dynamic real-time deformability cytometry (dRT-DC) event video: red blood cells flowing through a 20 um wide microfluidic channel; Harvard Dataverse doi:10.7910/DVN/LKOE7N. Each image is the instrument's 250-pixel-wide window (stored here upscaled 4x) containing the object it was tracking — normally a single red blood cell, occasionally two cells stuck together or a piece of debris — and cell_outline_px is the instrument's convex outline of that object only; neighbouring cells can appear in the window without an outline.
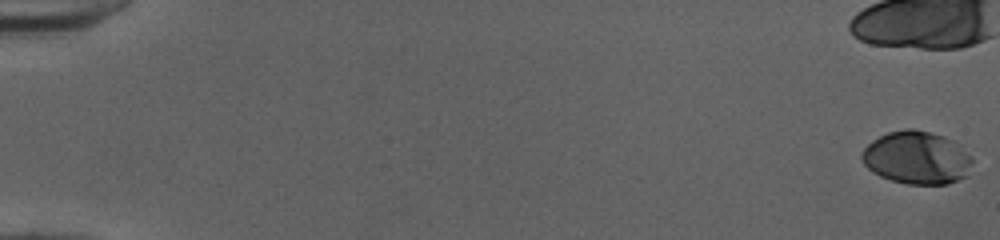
{"species": "human", "species_latin": "Homo sapiens", "temperature_condition": "cold", "stored_images_in_passage": 23, "camera_frame_rate_fps": 3000, "um_per_image_px": 0.085, "donor": {"sex": "female"}, "frame": {"image": 1, "passage_image": 1, "time_ms": 0.0, "image_size_px": [1000, 240], "cell_outline_px": [[972, 160], [968, 176], [948, 184], [908, 184], [892, 180], [880, 176], [872, 172], [864, 164], [860, 156], [860, 152], [872, 140], [888, 132], [904, 128], [912, 128], [932, 132], [944, 136], [960, 144], [972, 156]], "centroid_in_image_um": [77.94, 13.39], "position_along_channel_um": 7.1, "area_um2": 34.51}}